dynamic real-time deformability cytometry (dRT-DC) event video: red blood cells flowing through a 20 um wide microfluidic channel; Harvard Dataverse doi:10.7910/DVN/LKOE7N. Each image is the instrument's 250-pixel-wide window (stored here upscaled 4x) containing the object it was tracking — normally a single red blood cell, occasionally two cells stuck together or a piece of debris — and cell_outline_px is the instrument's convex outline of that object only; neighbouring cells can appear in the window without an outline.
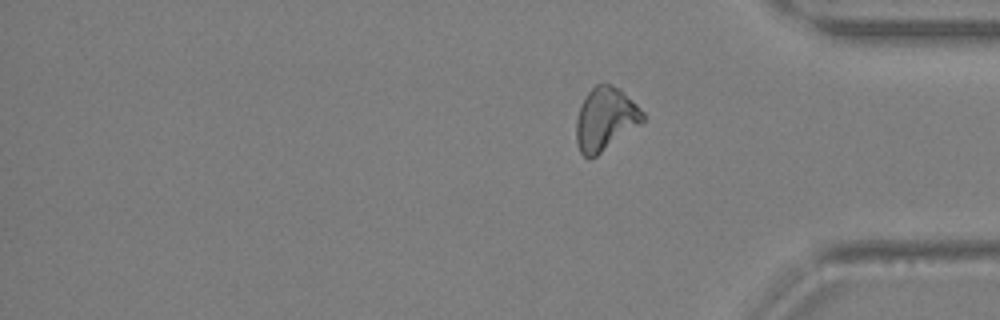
{"species": "Egyptian fruit bat (a non-hibernating species)", "species_latin": "Rousettus aegyptiacus", "temperature_condition": "warm", "stored_images_in_passage": 38, "camera_frame_rate_fps": 3000, "um_per_image_px": 0.085, "animal": {"sex": "female"}, "frame": {"image": 1, "passage_image": 38, "time_ms": 12.333, "image_size_px": [1000, 320], "cell_outline_px": [[644, 120], [596, 156], [588, 160], [580, 152], [576, 140], [576, 120], [580, 108], [588, 92], [596, 84], [612, 84], [620, 88], [644, 112]], "centroid_in_image_um": [51.43, 10.11], "position_along_channel_um": 383.8, "area_um2": 24.04}}